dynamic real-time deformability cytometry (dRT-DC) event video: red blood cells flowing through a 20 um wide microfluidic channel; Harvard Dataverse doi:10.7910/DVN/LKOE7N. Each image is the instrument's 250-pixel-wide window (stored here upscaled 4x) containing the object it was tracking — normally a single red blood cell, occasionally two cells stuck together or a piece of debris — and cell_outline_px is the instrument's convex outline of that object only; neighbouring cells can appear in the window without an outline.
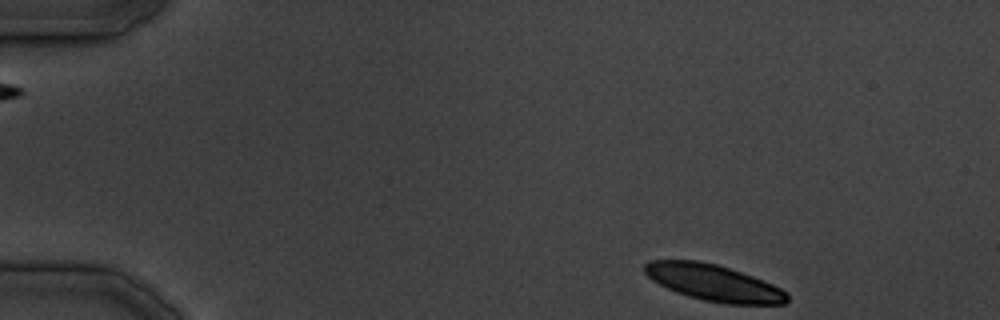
{"species": "common noctule bat (a hibernating species)", "species_latin": "Nyctalus noctula", "temperature_condition": "cold", "stored_images_in_passage": 33, "camera_frame_rate_fps": 3000, "um_per_image_px": 0.085, "animal": {"sex": "male", "body_mass_g": 19.5, "forearm_length_mm": 54.6}, "frame": {"image": 1, "passage_image": 1, "time_ms": 0.0, "image_size_px": [1000, 320], "cell_outline_px": [[788, 300], [784, 304], [724, 304], [704, 300], [688, 296], [676, 292], [652, 280], [644, 272], [644, 264], [648, 260], [696, 260], [716, 264], [752, 276], [772, 284], [788, 292]], "centroid_in_image_um": [60.65, 24.03], "position_along_channel_um": 24.4, "area_um2": 30.06}}